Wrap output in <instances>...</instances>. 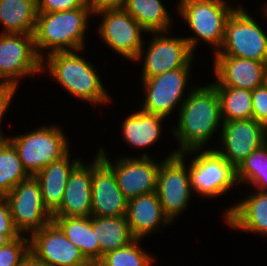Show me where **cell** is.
Here are the masks:
<instances>
[{"mask_svg": "<svg viewBox=\"0 0 267 266\" xmlns=\"http://www.w3.org/2000/svg\"><path fill=\"white\" fill-rule=\"evenodd\" d=\"M264 84L267 86V67H266V71H265V80H264Z\"/></svg>", "mask_w": 267, "mask_h": 266, "instance_id": "cell-41", "label": "cell"}, {"mask_svg": "<svg viewBox=\"0 0 267 266\" xmlns=\"http://www.w3.org/2000/svg\"><path fill=\"white\" fill-rule=\"evenodd\" d=\"M16 148L26 172L35 176L53 161L59 160L70 151L68 137L61 126L51 124L8 137Z\"/></svg>", "mask_w": 267, "mask_h": 266, "instance_id": "cell-5", "label": "cell"}, {"mask_svg": "<svg viewBox=\"0 0 267 266\" xmlns=\"http://www.w3.org/2000/svg\"><path fill=\"white\" fill-rule=\"evenodd\" d=\"M224 121L253 118L252 91L234 87H216Z\"/></svg>", "mask_w": 267, "mask_h": 266, "instance_id": "cell-29", "label": "cell"}, {"mask_svg": "<svg viewBox=\"0 0 267 266\" xmlns=\"http://www.w3.org/2000/svg\"><path fill=\"white\" fill-rule=\"evenodd\" d=\"M91 16L93 14L89 7L37 13L33 33L37 55L43 59L45 55L54 52L85 50L86 31Z\"/></svg>", "mask_w": 267, "mask_h": 266, "instance_id": "cell-3", "label": "cell"}, {"mask_svg": "<svg viewBox=\"0 0 267 266\" xmlns=\"http://www.w3.org/2000/svg\"><path fill=\"white\" fill-rule=\"evenodd\" d=\"M192 87L179 109L176 128L172 129L179 144L177 154L205 149L223 125L216 87L212 83Z\"/></svg>", "mask_w": 267, "mask_h": 266, "instance_id": "cell-1", "label": "cell"}, {"mask_svg": "<svg viewBox=\"0 0 267 266\" xmlns=\"http://www.w3.org/2000/svg\"><path fill=\"white\" fill-rule=\"evenodd\" d=\"M0 233L20 234L13 223L10 207L5 197H0Z\"/></svg>", "mask_w": 267, "mask_h": 266, "instance_id": "cell-36", "label": "cell"}, {"mask_svg": "<svg viewBox=\"0 0 267 266\" xmlns=\"http://www.w3.org/2000/svg\"><path fill=\"white\" fill-rule=\"evenodd\" d=\"M70 152L35 175L40 184L43 203L51 214L61 205L70 173L82 161L79 157L71 160Z\"/></svg>", "mask_w": 267, "mask_h": 266, "instance_id": "cell-22", "label": "cell"}, {"mask_svg": "<svg viewBox=\"0 0 267 266\" xmlns=\"http://www.w3.org/2000/svg\"><path fill=\"white\" fill-rule=\"evenodd\" d=\"M139 241L142 240L135 239L127 246L108 252L99 262L102 266H153L156 258L142 249Z\"/></svg>", "mask_w": 267, "mask_h": 266, "instance_id": "cell-31", "label": "cell"}, {"mask_svg": "<svg viewBox=\"0 0 267 266\" xmlns=\"http://www.w3.org/2000/svg\"><path fill=\"white\" fill-rule=\"evenodd\" d=\"M5 198L13 223L21 235L29 232L31 236L52 221V214L43 203L40 184L35 176L21 181Z\"/></svg>", "mask_w": 267, "mask_h": 266, "instance_id": "cell-14", "label": "cell"}, {"mask_svg": "<svg viewBox=\"0 0 267 266\" xmlns=\"http://www.w3.org/2000/svg\"><path fill=\"white\" fill-rule=\"evenodd\" d=\"M215 87L255 90L264 85L266 62L233 56L214 55Z\"/></svg>", "mask_w": 267, "mask_h": 266, "instance_id": "cell-18", "label": "cell"}, {"mask_svg": "<svg viewBox=\"0 0 267 266\" xmlns=\"http://www.w3.org/2000/svg\"><path fill=\"white\" fill-rule=\"evenodd\" d=\"M220 131L222 147L215 150L235 168L267 142V128L253 118L224 121Z\"/></svg>", "mask_w": 267, "mask_h": 266, "instance_id": "cell-15", "label": "cell"}, {"mask_svg": "<svg viewBox=\"0 0 267 266\" xmlns=\"http://www.w3.org/2000/svg\"><path fill=\"white\" fill-rule=\"evenodd\" d=\"M228 227L241 232L267 236V191H255L224 212Z\"/></svg>", "mask_w": 267, "mask_h": 266, "instance_id": "cell-20", "label": "cell"}, {"mask_svg": "<svg viewBox=\"0 0 267 266\" xmlns=\"http://www.w3.org/2000/svg\"><path fill=\"white\" fill-rule=\"evenodd\" d=\"M19 266H48L43 261L37 259L31 252L22 260Z\"/></svg>", "mask_w": 267, "mask_h": 266, "instance_id": "cell-38", "label": "cell"}, {"mask_svg": "<svg viewBox=\"0 0 267 266\" xmlns=\"http://www.w3.org/2000/svg\"><path fill=\"white\" fill-rule=\"evenodd\" d=\"M101 16L98 34L104 44L125 59L135 61L145 46L142 33L147 31L123 8L102 10L93 15Z\"/></svg>", "mask_w": 267, "mask_h": 266, "instance_id": "cell-13", "label": "cell"}, {"mask_svg": "<svg viewBox=\"0 0 267 266\" xmlns=\"http://www.w3.org/2000/svg\"><path fill=\"white\" fill-rule=\"evenodd\" d=\"M21 234H1L0 233V247L6 246L12 240L20 237Z\"/></svg>", "mask_w": 267, "mask_h": 266, "instance_id": "cell-39", "label": "cell"}, {"mask_svg": "<svg viewBox=\"0 0 267 266\" xmlns=\"http://www.w3.org/2000/svg\"><path fill=\"white\" fill-rule=\"evenodd\" d=\"M262 6H264V8L262 9V13L264 12L263 14L267 18V3Z\"/></svg>", "mask_w": 267, "mask_h": 266, "instance_id": "cell-40", "label": "cell"}, {"mask_svg": "<svg viewBox=\"0 0 267 266\" xmlns=\"http://www.w3.org/2000/svg\"><path fill=\"white\" fill-rule=\"evenodd\" d=\"M92 160L91 216H125L127 199L119 189L113 171L101 160L98 154Z\"/></svg>", "mask_w": 267, "mask_h": 266, "instance_id": "cell-17", "label": "cell"}, {"mask_svg": "<svg viewBox=\"0 0 267 266\" xmlns=\"http://www.w3.org/2000/svg\"><path fill=\"white\" fill-rule=\"evenodd\" d=\"M185 157V152H169V155L160 161L157 175L156 194L164 215L171 223L189 207L190 199L193 197Z\"/></svg>", "mask_w": 267, "mask_h": 266, "instance_id": "cell-8", "label": "cell"}, {"mask_svg": "<svg viewBox=\"0 0 267 266\" xmlns=\"http://www.w3.org/2000/svg\"><path fill=\"white\" fill-rule=\"evenodd\" d=\"M93 230H96L100 245V260L108 252L127 246L136 238L133 236L125 216H92Z\"/></svg>", "mask_w": 267, "mask_h": 266, "instance_id": "cell-26", "label": "cell"}, {"mask_svg": "<svg viewBox=\"0 0 267 266\" xmlns=\"http://www.w3.org/2000/svg\"><path fill=\"white\" fill-rule=\"evenodd\" d=\"M26 235L12 240L6 246L0 247V266H19L30 252V238Z\"/></svg>", "mask_w": 267, "mask_h": 266, "instance_id": "cell-32", "label": "cell"}, {"mask_svg": "<svg viewBox=\"0 0 267 266\" xmlns=\"http://www.w3.org/2000/svg\"><path fill=\"white\" fill-rule=\"evenodd\" d=\"M86 2L94 15L102 10L122 8L124 0H86Z\"/></svg>", "mask_w": 267, "mask_h": 266, "instance_id": "cell-37", "label": "cell"}, {"mask_svg": "<svg viewBox=\"0 0 267 266\" xmlns=\"http://www.w3.org/2000/svg\"><path fill=\"white\" fill-rule=\"evenodd\" d=\"M197 154V155H195ZM194 155L188 164L190 183L194 194L206 198L224 195L234 186L239 187L236 168L215 148L195 149L185 152Z\"/></svg>", "mask_w": 267, "mask_h": 266, "instance_id": "cell-6", "label": "cell"}, {"mask_svg": "<svg viewBox=\"0 0 267 266\" xmlns=\"http://www.w3.org/2000/svg\"><path fill=\"white\" fill-rule=\"evenodd\" d=\"M192 64L193 61L186 67L141 79L145 98L140 110L164 118L173 114L176 108L179 111L187 98L184 93L192 76L190 73Z\"/></svg>", "mask_w": 267, "mask_h": 266, "instance_id": "cell-9", "label": "cell"}, {"mask_svg": "<svg viewBox=\"0 0 267 266\" xmlns=\"http://www.w3.org/2000/svg\"><path fill=\"white\" fill-rule=\"evenodd\" d=\"M125 217L136 239H143L147 235L154 234L156 230H161L162 225L164 227V225L172 224L164 215L156 192L127 200Z\"/></svg>", "mask_w": 267, "mask_h": 266, "instance_id": "cell-21", "label": "cell"}, {"mask_svg": "<svg viewBox=\"0 0 267 266\" xmlns=\"http://www.w3.org/2000/svg\"><path fill=\"white\" fill-rule=\"evenodd\" d=\"M63 234L77 246L87 261H100V245L91 217H52Z\"/></svg>", "mask_w": 267, "mask_h": 266, "instance_id": "cell-24", "label": "cell"}, {"mask_svg": "<svg viewBox=\"0 0 267 266\" xmlns=\"http://www.w3.org/2000/svg\"><path fill=\"white\" fill-rule=\"evenodd\" d=\"M166 33L170 31L151 32L148 47H142L135 59L136 63L143 60L141 79L186 67L195 59L185 37L167 36Z\"/></svg>", "mask_w": 267, "mask_h": 266, "instance_id": "cell-10", "label": "cell"}, {"mask_svg": "<svg viewBox=\"0 0 267 266\" xmlns=\"http://www.w3.org/2000/svg\"><path fill=\"white\" fill-rule=\"evenodd\" d=\"M33 34L0 33V84L19 87V79L42 73Z\"/></svg>", "mask_w": 267, "mask_h": 266, "instance_id": "cell-11", "label": "cell"}, {"mask_svg": "<svg viewBox=\"0 0 267 266\" xmlns=\"http://www.w3.org/2000/svg\"><path fill=\"white\" fill-rule=\"evenodd\" d=\"M30 252L48 266H82L88 262L53 221L30 236Z\"/></svg>", "mask_w": 267, "mask_h": 266, "instance_id": "cell-16", "label": "cell"}, {"mask_svg": "<svg viewBox=\"0 0 267 266\" xmlns=\"http://www.w3.org/2000/svg\"><path fill=\"white\" fill-rule=\"evenodd\" d=\"M97 154L113 171L117 185L127 200L156 192L160 163L148 153L143 152L138 157L120 156L115 163L108 158L103 147L98 149Z\"/></svg>", "mask_w": 267, "mask_h": 266, "instance_id": "cell-12", "label": "cell"}, {"mask_svg": "<svg viewBox=\"0 0 267 266\" xmlns=\"http://www.w3.org/2000/svg\"><path fill=\"white\" fill-rule=\"evenodd\" d=\"M28 177L30 175L13 144L9 140L0 141V197H6L16 185Z\"/></svg>", "mask_w": 267, "mask_h": 266, "instance_id": "cell-28", "label": "cell"}, {"mask_svg": "<svg viewBox=\"0 0 267 266\" xmlns=\"http://www.w3.org/2000/svg\"><path fill=\"white\" fill-rule=\"evenodd\" d=\"M234 6L227 0H178L177 14L195 34L185 36L194 53L199 40L208 43L213 54L218 52L224 41L226 21L239 5Z\"/></svg>", "mask_w": 267, "mask_h": 266, "instance_id": "cell-4", "label": "cell"}, {"mask_svg": "<svg viewBox=\"0 0 267 266\" xmlns=\"http://www.w3.org/2000/svg\"><path fill=\"white\" fill-rule=\"evenodd\" d=\"M225 24L224 41L214 55L233 56L267 63V32L239 4Z\"/></svg>", "mask_w": 267, "mask_h": 266, "instance_id": "cell-7", "label": "cell"}, {"mask_svg": "<svg viewBox=\"0 0 267 266\" xmlns=\"http://www.w3.org/2000/svg\"><path fill=\"white\" fill-rule=\"evenodd\" d=\"M238 184L253 185L256 191H267V142L250 153L236 168Z\"/></svg>", "mask_w": 267, "mask_h": 266, "instance_id": "cell-30", "label": "cell"}, {"mask_svg": "<svg viewBox=\"0 0 267 266\" xmlns=\"http://www.w3.org/2000/svg\"><path fill=\"white\" fill-rule=\"evenodd\" d=\"M159 115L149 114L142 110L129 114L122 122L121 134L125 143L131 147L144 149L160 140L162 121Z\"/></svg>", "mask_w": 267, "mask_h": 266, "instance_id": "cell-23", "label": "cell"}, {"mask_svg": "<svg viewBox=\"0 0 267 266\" xmlns=\"http://www.w3.org/2000/svg\"><path fill=\"white\" fill-rule=\"evenodd\" d=\"M88 7L86 0H37L38 13H51Z\"/></svg>", "mask_w": 267, "mask_h": 266, "instance_id": "cell-34", "label": "cell"}, {"mask_svg": "<svg viewBox=\"0 0 267 266\" xmlns=\"http://www.w3.org/2000/svg\"><path fill=\"white\" fill-rule=\"evenodd\" d=\"M89 163L82 160L70 173L61 205L52 217H91L92 162Z\"/></svg>", "mask_w": 267, "mask_h": 266, "instance_id": "cell-19", "label": "cell"}, {"mask_svg": "<svg viewBox=\"0 0 267 266\" xmlns=\"http://www.w3.org/2000/svg\"><path fill=\"white\" fill-rule=\"evenodd\" d=\"M37 13V0H0L1 33L33 34Z\"/></svg>", "mask_w": 267, "mask_h": 266, "instance_id": "cell-25", "label": "cell"}, {"mask_svg": "<svg viewBox=\"0 0 267 266\" xmlns=\"http://www.w3.org/2000/svg\"><path fill=\"white\" fill-rule=\"evenodd\" d=\"M253 119L267 128V86L252 90Z\"/></svg>", "mask_w": 267, "mask_h": 266, "instance_id": "cell-33", "label": "cell"}, {"mask_svg": "<svg viewBox=\"0 0 267 266\" xmlns=\"http://www.w3.org/2000/svg\"><path fill=\"white\" fill-rule=\"evenodd\" d=\"M82 51H61L45 55L41 64L42 73L49 71L51 78L77 100L97 106L105 103L108 105L111 101L110 94L104 88L93 64L79 55Z\"/></svg>", "mask_w": 267, "mask_h": 266, "instance_id": "cell-2", "label": "cell"}, {"mask_svg": "<svg viewBox=\"0 0 267 266\" xmlns=\"http://www.w3.org/2000/svg\"><path fill=\"white\" fill-rule=\"evenodd\" d=\"M122 8L147 31V34L169 32L173 25V16L161 0H124Z\"/></svg>", "mask_w": 267, "mask_h": 266, "instance_id": "cell-27", "label": "cell"}, {"mask_svg": "<svg viewBox=\"0 0 267 266\" xmlns=\"http://www.w3.org/2000/svg\"><path fill=\"white\" fill-rule=\"evenodd\" d=\"M17 89L19 88L12 85L0 84V141L8 140V136L5 137L6 135L1 131V124L7 109L10 107L13 96H16Z\"/></svg>", "mask_w": 267, "mask_h": 266, "instance_id": "cell-35", "label": "cell"}]
</instances>
